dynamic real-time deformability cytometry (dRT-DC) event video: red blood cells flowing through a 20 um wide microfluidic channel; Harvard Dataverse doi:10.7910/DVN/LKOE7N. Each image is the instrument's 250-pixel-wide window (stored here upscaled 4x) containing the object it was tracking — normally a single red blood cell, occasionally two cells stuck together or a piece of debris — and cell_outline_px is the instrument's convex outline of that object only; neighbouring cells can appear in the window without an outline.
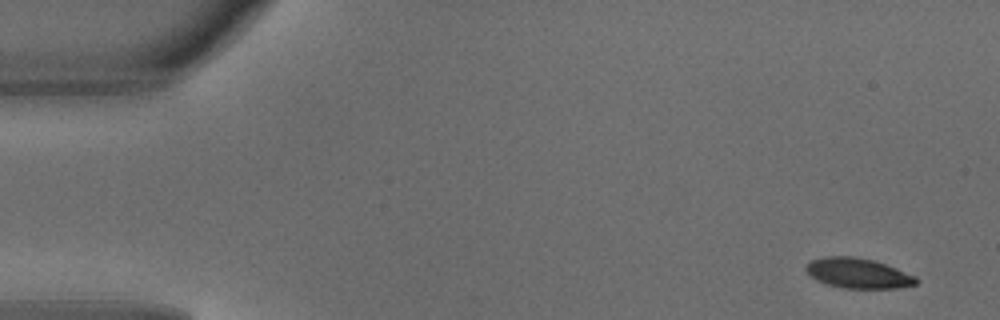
{"species": "common noctule bat (a hibernating species)", "species_latin": "Nyctalus noctula", "temperature_condition": "warm", "stored_images_in_passage": 4, "camera_frame_rate_fps": 3000, "um_per_image_px": 0.085, "animal": {"sex": "male", "body_mass_g": 18.8}, "frame": {"image": 1, "passage_image": 1, "time_ms": 0.0, "image_size_px": [1000, 320], "cell_outline_px": [[920, 280], [916, 284], [896, 288], [840, 288], [816, 280], [804, 268], [812, 260], [824, 256], [852, 256], [872, 260], [896, 268], [916, 276]], "centroid_in_image_um": [72.95, 23.22], "position_along_channel_um": 12.1, "area_um2": 19.19}}
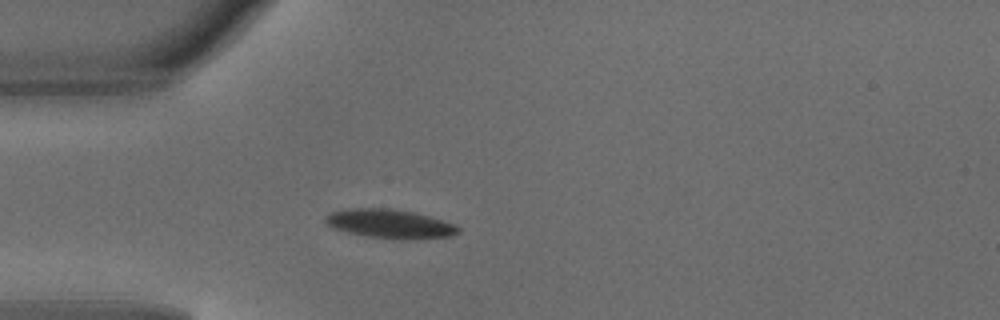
{"frame": {"image": 2, "passage_image": 4, "time_ms": 1.0, "image_size_px": [1000, 320], "cell_outline_px": [[460, 232], [452, 236], [404, 240], [400, 240], [368, 236], [348, 232], [336, 228], [328, 224], [324, 220], [324, 216], [332, 212], [348, 208], [392, 208], [412, 212], [428, 216], [452, 224], [460, 228]], "centroid_in_image_um": [33.14, 19.02], "position_along_channel_um": 51.9, "area_um2": 22.2}}